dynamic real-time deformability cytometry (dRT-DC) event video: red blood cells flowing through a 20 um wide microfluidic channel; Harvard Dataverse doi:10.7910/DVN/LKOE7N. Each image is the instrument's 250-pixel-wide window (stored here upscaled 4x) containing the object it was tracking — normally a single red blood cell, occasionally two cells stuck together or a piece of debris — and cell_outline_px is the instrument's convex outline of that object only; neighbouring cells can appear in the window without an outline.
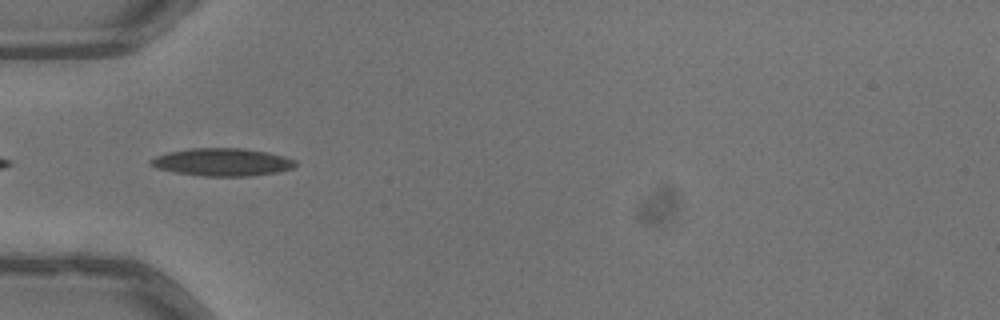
{"species": "common noctule bat (a hibernating species)", "species_latin": "Nyctalus noctula", "temperature_condition": "warm", "stored_images_in_passage": 22, "camera_frame_rate_fps": 3000, "um_per_image_px": 0.085, "animal": {"sex": "male", "body_mass_g": 13.3}, "frame": {"image": 1, "passage_image": 1, "time_ms": 0.0, "image_size_px": [1000, 320], "cell_outline_px": [[296, 164], [292, 168], [280, 172], [252, 176], [204, 176], [176, 172], [156, 168], [148, 164], [148, 160], [156, 156], [168, 152], [192, 148], [244, 148], [268, 152], [284, 156], [296, 160]], "centroid_in_image_um": [18.9, 13.78], "position_along_channel_um": 66.1, "area_um2": 23.52}}
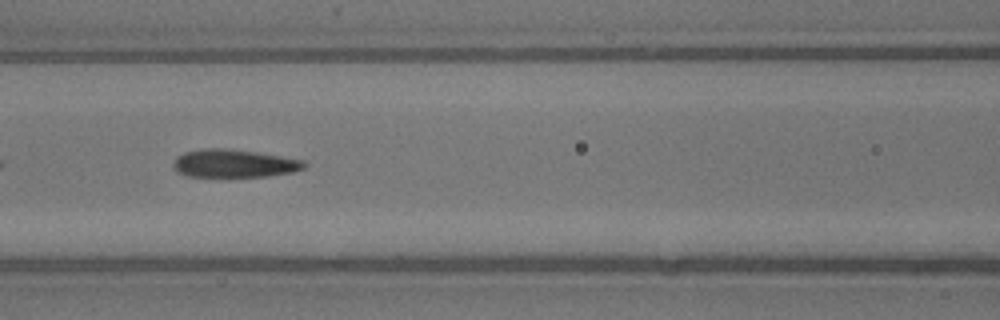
{"frame": {"image": 2, "passage_image": 7, "time_ms": 2.0, "image_size_px": [1000, 320], "cell_outline_px": [[304, 168], [292, 172], [268, 176], [188, 176], [180, 172], [172, 164], [176, 156], [184, 152], [204, 148], [224, 148], [252, 152], [304, 160]], "centroid_in_image_um": [19.86, 13.89], "position_along_channel_um": 146.7, "area_um2": 20.87}}
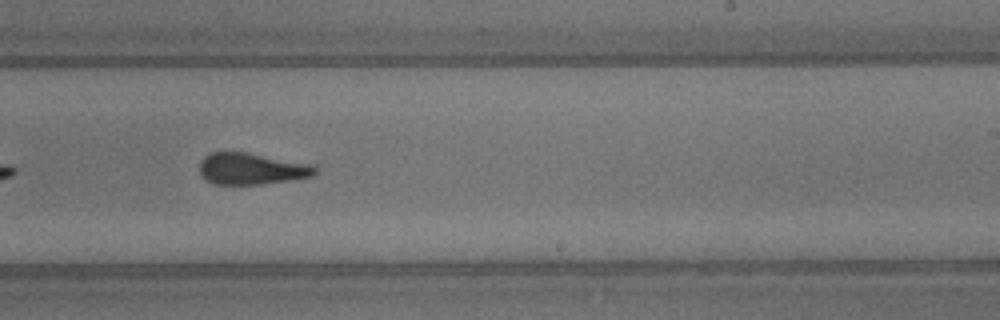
{"frame": {"image": 3, "passage_image": 16, "time_ms": 5.0, "image_size_px": [1000, 320], "cell_outline_px": [[320, 168], [312, 176], [264, 184], [216, 184], [200, 176], [200, 160], [204, 156], [212, 152], [244, 152], [316, 164]], "centroid_in_image_um": [21.42, 14.33], "position_along_channel_um": 267.6, "area_um2": 21.39}}